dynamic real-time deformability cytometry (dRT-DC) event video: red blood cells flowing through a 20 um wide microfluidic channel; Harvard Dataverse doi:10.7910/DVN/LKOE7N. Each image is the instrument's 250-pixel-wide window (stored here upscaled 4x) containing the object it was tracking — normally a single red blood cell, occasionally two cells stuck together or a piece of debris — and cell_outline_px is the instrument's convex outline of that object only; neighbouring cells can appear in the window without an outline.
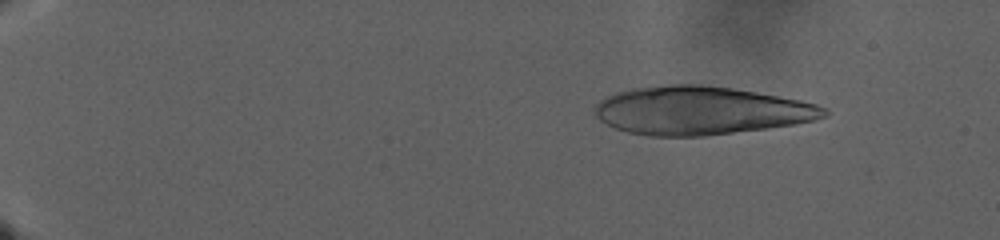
{"species": "human", "species_latin": "Homo sapiens", "temperature_condition": "warm", "stored_images_in_passage": 53, "camera_frame_rate_fps": 3000, "um_per_image_px": 0.085, "donor": {"sex": "male"}, "frame": {"image": 1, "passage_image": 18, "time_ms": 5.667, "image_size_px": [1000, 240], "cell_outline_px": [[828, 116], [816, 120], [796, 124], [768, 128], [704, 136], [648, 136], [628, 132], [616, 128], [600, 120], [592, 112], [596, 104], [600, 100], [616, 92], [632, 88], [668, 84], [700, 84], [732, 88], [756, 92], [800, 100], [816, 104], [828, 108]], "centroid_in_image_um": [59.57, 9.39], "position_along_channel_um": 25.4, "area_um2": 64.74}}